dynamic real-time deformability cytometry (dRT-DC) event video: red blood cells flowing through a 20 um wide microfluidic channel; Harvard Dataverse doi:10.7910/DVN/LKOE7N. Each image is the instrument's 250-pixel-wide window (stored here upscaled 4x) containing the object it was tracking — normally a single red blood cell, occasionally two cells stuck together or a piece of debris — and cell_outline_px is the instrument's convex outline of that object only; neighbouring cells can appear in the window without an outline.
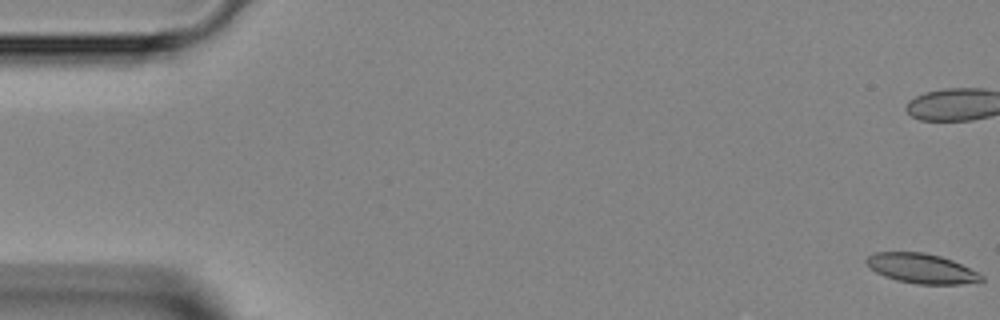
{"species": "Egyptian fruit bat (a non-hibernating species)", "species_latin": "Rousettus aegyptiacus", "temperature_condition": "room temperature", "stored_images_in_passage": 42, "camera_frame_rate_fps": 3000, "um_per_image_px": 0.085, "animal": {"sex": "female"}, "frame": {"image": 1, "passage_image": 1, "time_ms": 0.0, "image_size_px": [1000, 320], "cell_outline_px": [[984, 280], [980, 284], [916, 284], [896, 280], [884, 276], [876, 272], [864, 260], [868, 256], [876, 252], [924, 252], [940, 256], [952, 260], [984, 276]], "centroid_in_image_um": [78.37, 22.83], "position_along_channel_um": 6.6, "area_um2": 20.0}}